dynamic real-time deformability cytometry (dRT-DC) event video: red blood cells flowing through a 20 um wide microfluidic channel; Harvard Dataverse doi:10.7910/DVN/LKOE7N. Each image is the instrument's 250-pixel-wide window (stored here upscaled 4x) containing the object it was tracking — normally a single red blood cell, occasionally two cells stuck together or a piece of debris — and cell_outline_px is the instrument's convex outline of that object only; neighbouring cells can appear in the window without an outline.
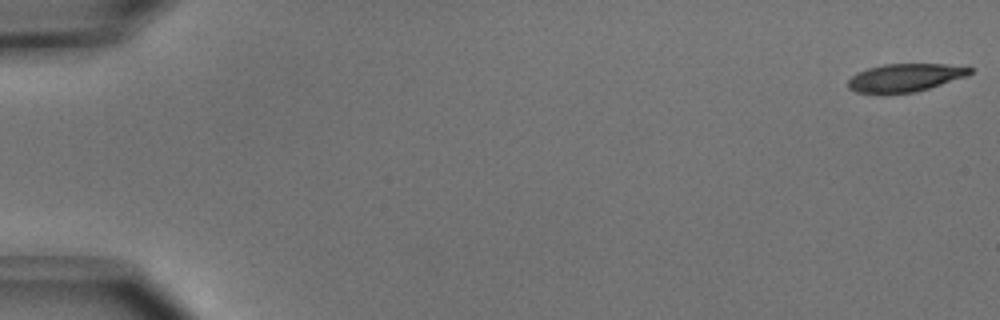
{"species": "common noctule bat (a hibernating species)", "species_latin": "Nyctalus noctula", "temperature_condition": "cold", "stored_images_in_passage": 51, "camera_frame_rate_fps": 3000, "um_per_image_px": 0.085, "animal": {"sex": "male", "body_mass_g": 15.6}, "frame": {"image": 1, "passage_image": 1, "time_ms": 0.0, "image_size_px": [1000, 320], "cell_outline_px": [[976, 68], [968, 76], [916, 92], [856, 92], [848, 88], [848, 80], [856, 72], [868, 68], [884, 64], [944, 64]], "centroid_in_image_um": [76.98, 6.58], "position_along_channel_um": 8.0, "area_um2": 19.71}}
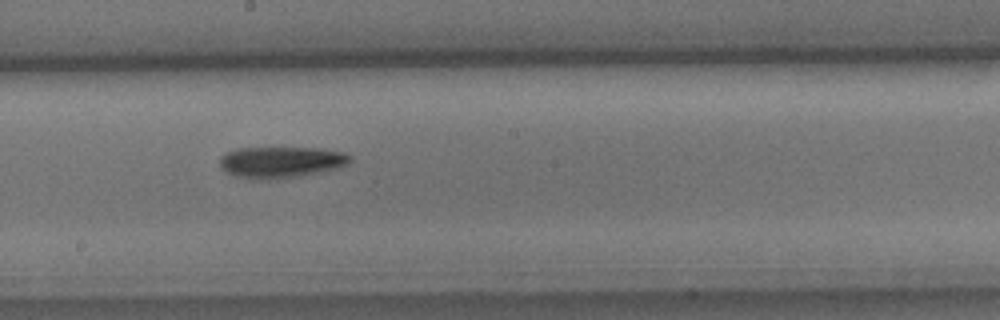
{"frame": {"image": 2, "passage_image": 29, "time_ms": 9.333, "image_size_px": [1000, 320], "cell_outline_px": [[352, 160], [348, 164], [336, 168], [320, 172], [300, 176], [260, 180], [256, 180], [236, 176], [224, 172], [220, 168], [220, 156], [236, 148], [320, 148], [344, 152], [352, 156]], "centroid_in_image_um": [23.87, 13.78], "position_along_channel_um": 224.3, "area_um2": 23.93}}
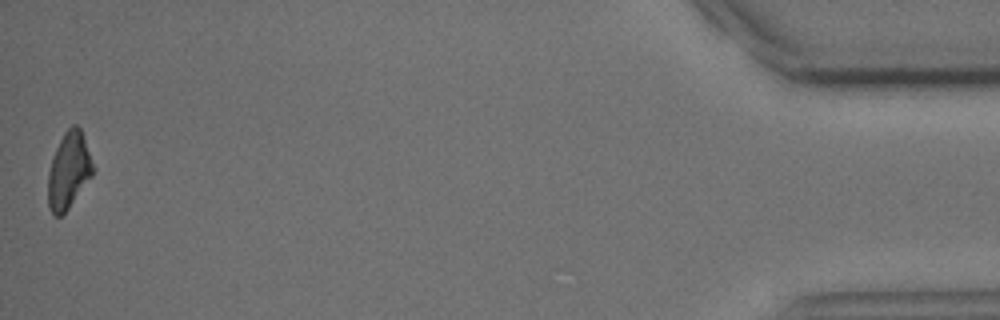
{"frame": {"image": 3, "passage_image": 51, "time_ms": 16.667, "image_size_px": [1000, 320], "cell_outline_px": [[96, 168], [92, 176], [68, 208], [60, 216], [56, 216], [48, 208], [48, 172], [52, 156], [64, 132], [72, 124], [76, 124], [80, 128]], "centroid_in_image_um": [5.85, 14.47], "position_along_channel_um": 429.4, "area_um2": 20.06}, "authors_computed_cell_mechanics": {"area_um2": 21.8484, "velocity_mm_per_s": 3.9632, "shape_relaxation_time_tau1_ms": 3.2459, "shape_relaxation_time_tau2_ms": null, "deformation_change_tau1": 0.1296, "deformation_change_tau2": null}}